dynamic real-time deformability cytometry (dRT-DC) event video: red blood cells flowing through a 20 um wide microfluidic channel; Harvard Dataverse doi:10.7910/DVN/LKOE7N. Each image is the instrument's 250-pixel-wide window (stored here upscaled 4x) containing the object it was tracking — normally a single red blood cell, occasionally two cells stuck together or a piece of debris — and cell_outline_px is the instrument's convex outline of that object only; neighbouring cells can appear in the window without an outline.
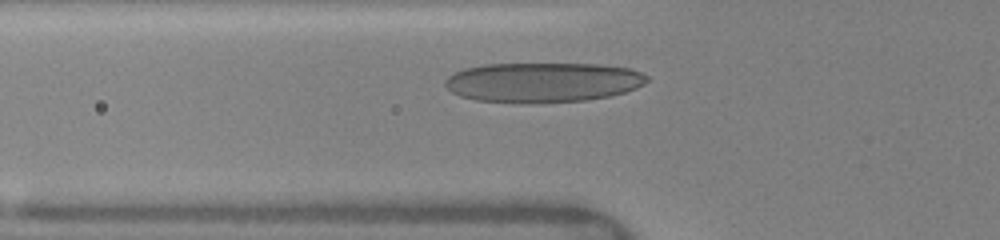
{"species": "human", "species_latin": "Homo sapiens", "temperature_condition": "warm", "stored_images_in_passage": 12, "camera_frame_rate_fps": 3000, "um_per_image_px": 0.085, "donor": {"sex": "female"}, "frame": {"image": 1, "passage_image": 3, "time_ms": 0.667, "image_size_px": [1000, 240], "cell_outline_px": [[648, 80], [644, 84], [636, 88], [624, 92], [608, 96], [584, 100], [528, 104], [524, 104], [476, 100], [460, 96], [444, 88], [444, 80], [452, 72], [464, 68], [484, 64], [596, 64], [628, 68], [640, 72], [648, 76]], "centroid_in_image_um": [46.07, 7.0], "position_along_channel_um": 79.7, "area_um2": 47.22}}
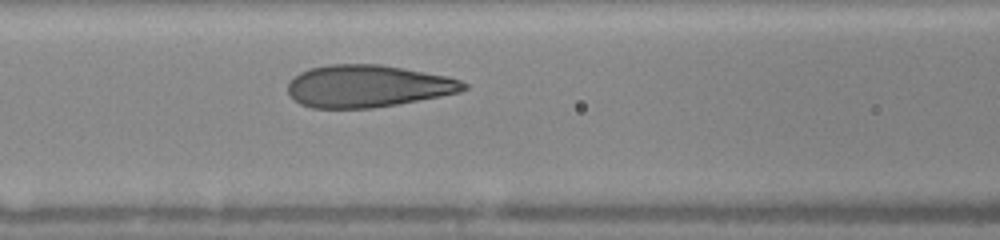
{"frame": {"image": 2, "passage_image": 6, "time_ms": 2.0, "image_size_px": [1000, 240], "cell_outline_px": [[468, 88], [460, 92], [440, 96], [396, 104], [372, 108], [312, 108], [300, 104], [288, 92], [288, 84], [300, 72], [308, 68], [328, 64], [380, 64], [404, 68], [448, 76], [460, 80], [468, 84]], "centroid_in_image_um": [31.27, 7.31], "position_along_channel_um": 135.3, "area_um2": 43.23}}
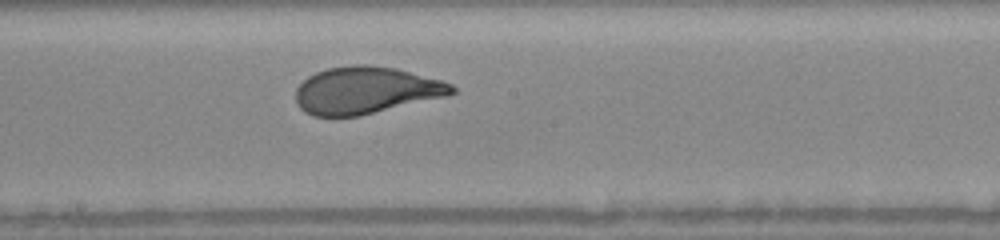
{"frame": {"image": 3, "passage_image": 12, "time_ms": 4.0, "image_size_px": [1000, 240], "cell_outline_px": [[456, 92], [448, 96], [360, 116], [312, 116], [304, 112], [300, 108], [296, 100], [296, 88], [308, 76], [316, 72], [328, 68], [352, 64], [364, 64], [396, 68], [444, 80], [452, 84], [456, 88]], "centroid_in_image_um": [31.13, 7.67], "position_along_channel_um": 217.1, "area_um2": 43.23}}